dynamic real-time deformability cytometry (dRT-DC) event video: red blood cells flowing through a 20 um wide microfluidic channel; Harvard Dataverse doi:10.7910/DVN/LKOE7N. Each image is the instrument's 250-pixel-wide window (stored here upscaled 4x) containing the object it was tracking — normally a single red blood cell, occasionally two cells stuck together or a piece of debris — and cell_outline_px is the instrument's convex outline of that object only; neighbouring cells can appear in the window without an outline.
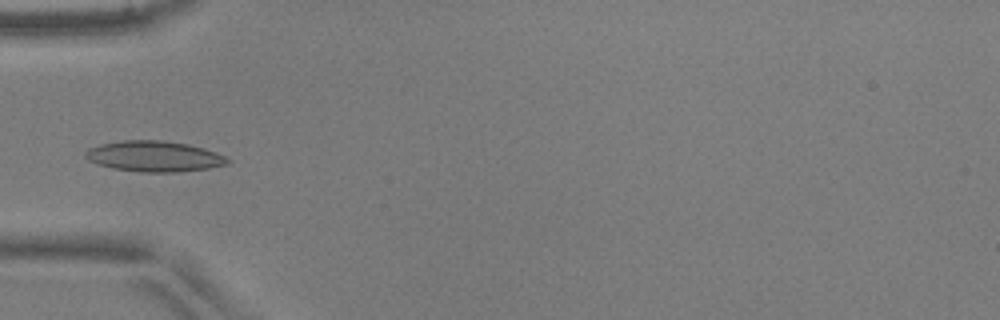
{"species": "common noctule bat (a hibernating species)", "species_latin": "Nyctalus noctula", "temperature_condition": "warm", "stored_images_in_passage": 35, "camera_frame_rate_fps": 3000, "um_per_image_px": 0.085, "animal": {"sex": "male", "body_mass_g": 17.9, "forearm_length_mm": 54.2}, "frame": {"image": 1, "passage_image": 1, "time_ms": 0.0, "image_size_px": [1000, 320], "cell_outline_px": [[228, 164], [208, 168], [176, 172], [140, 172], [112, 168], [88, 160], [84, 156], [84, 152], [88, 148], [100, 144], [124, 140], [160, 140], [188, 144], [204, 148], [216, 152], [224, 156], [228, 160]], "centroid_in_image_um": [13.08, 13.28], "position_along_channel_um": 71.9, "area_um2": 25.32}}
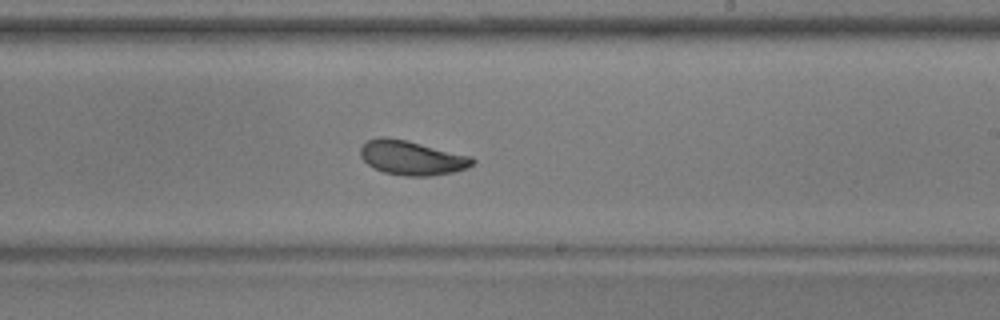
{"frame": {"image": 2, "passage_image": 15, "time_ms": 4.667, "image_size_px": [1000, 320], "cell_outline_px": [[476, 160], [468, 168], [452, 172], [432, 176], [404, 176], [384, 172], [372, 168], [360, 156], [360, 148], [368, 140], [384, 136], [404, 140], [472, 156]], "centroid_in_image_um": [35.0, 13.43], "position_along_channel_um": 254.0, "area_um2": 22.31}}
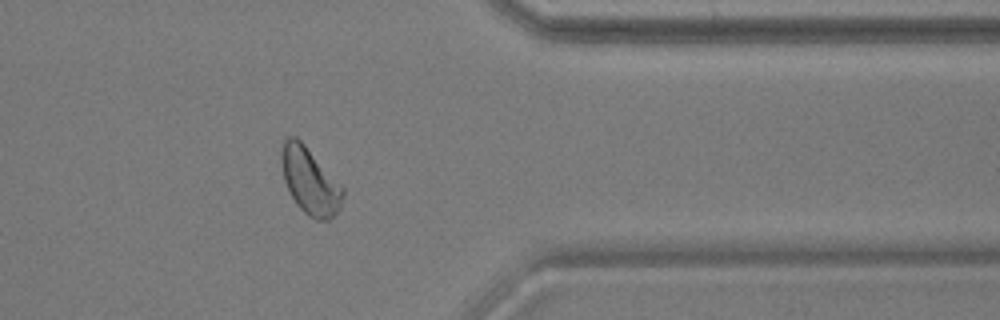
{"frame": {"image": 3, "passage_image": 26, "time_ms": 8.333, "image_size_px": [1000, 320], "cell_outline_px": [[344, 196], [340, 208], [328, 220], [316, 220], [308, 216], [296, 204], [284, 180], [280, 160], [280, 152], [284, 140], [288, 136], [296, 136], [304, 144], [344, 188]], "centroid_in_image_um": [26.33, 15.38], "position_along_channel_um": 385.1, "area_um2": 23.7}, "authors_computed_cell_mechanics": {"area_um2": 22.1952, "velocity_mm_per_s": 3.8946, "shape_relaxation_time_tau1_ms": 4.1027, "shape_relaxation_time_tau2_ms": 1.3093, "deformation_change_tau1": 0.138, "deformation_change_tau2": 0.0566}}